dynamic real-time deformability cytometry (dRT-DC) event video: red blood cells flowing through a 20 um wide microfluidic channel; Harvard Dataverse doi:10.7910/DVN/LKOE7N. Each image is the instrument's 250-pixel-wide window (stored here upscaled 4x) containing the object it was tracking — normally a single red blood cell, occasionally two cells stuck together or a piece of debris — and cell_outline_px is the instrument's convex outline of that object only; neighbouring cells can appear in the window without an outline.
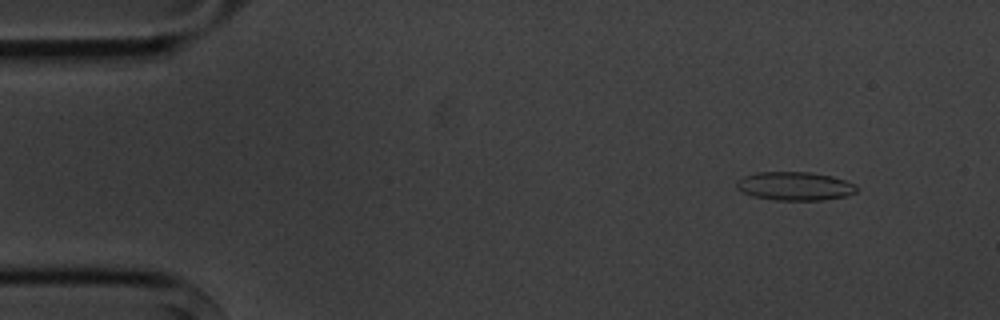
{"species": "common noctule bat (a hibernating species)", "species_latin": "Nyctalus noctula", "temperature_condition": "cold", "stored_images_in_passage": 5, "camera_frame_rate_fps": 3000, "um_per_image_px": 0.085, "animal": {"sex": "male", "body_mass_g": 20.1, "forearm_length_mm": 53.5}, "frame": {"image": 1, "passage_image": 2, "time_ms": 1.333, "image_size_px": [1000, 320], "cell_outline_px": [[860, 188], [856, 192], [848, 196], [824, 200], [776, 200], [752, 196], [740, 192], [736, 188], [736, 180], [744, 176], [756, 172], [812, 172], [832, 176], [856, 184]], "centroid_in_image_um": [67.57, 15.82], "position_along_channel_um": 17.4, "area_um2": 20.35}}